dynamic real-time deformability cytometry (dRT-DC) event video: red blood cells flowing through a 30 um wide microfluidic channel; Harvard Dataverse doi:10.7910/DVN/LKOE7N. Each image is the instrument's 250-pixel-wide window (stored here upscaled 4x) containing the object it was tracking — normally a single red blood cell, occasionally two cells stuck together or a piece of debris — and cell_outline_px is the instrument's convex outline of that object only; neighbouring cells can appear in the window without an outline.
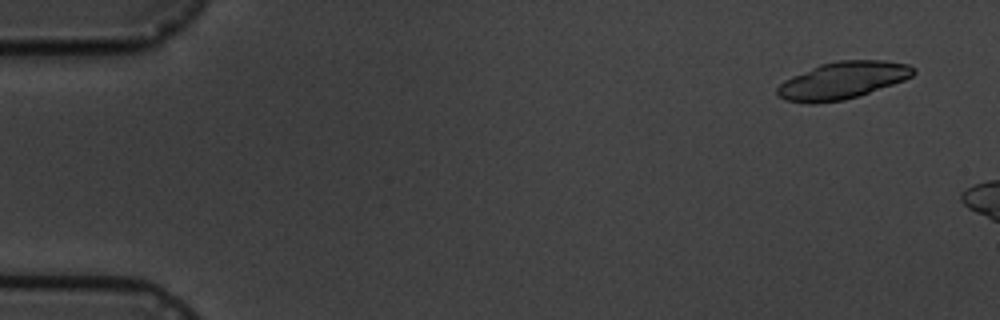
{"species": "common noctule bat (a hibernating species)", "species_latin": "Nyctalus noctula", "temperature_condition": "cold", "stored_images_in_passage": 4, "camera_frame_rate_fps": 3000, "um_per_image_px": 0.085, "animal": {"sex": "male", "body_mass_g": 19.5, "forearm_length_mm": 54.6}, "frame": {"image": 1, "passage_image": 2, "time_ms": 1.0, "image_size_px": [1000, 320], "cell_outline_px": [[916, 72], [912, 76], [904, 80], [860, 96], [844, 100], [816, 104], [804, 104], [784, 100], [776, 96], [776, 88], [784, 80], [792, 76], [820, 64], [840, 60], [884, 60], [908, 64], [916, 68]], "centroid_in_image_um": [71.59, 6.85], "position_along_channel_um": 13.4, "area_um2": 29.88}}